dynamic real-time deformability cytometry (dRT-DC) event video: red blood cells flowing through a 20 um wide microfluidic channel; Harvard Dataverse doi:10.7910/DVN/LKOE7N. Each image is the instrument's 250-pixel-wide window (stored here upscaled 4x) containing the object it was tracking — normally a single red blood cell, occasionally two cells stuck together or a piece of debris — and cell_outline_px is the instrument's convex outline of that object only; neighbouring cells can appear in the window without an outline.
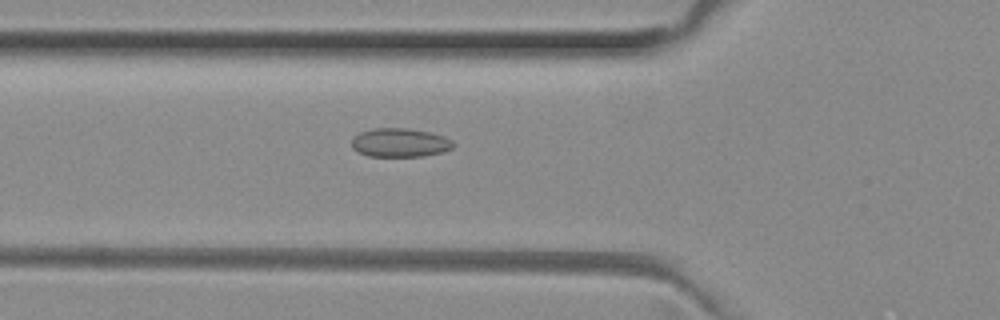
{"species": "common noctule bat (a hibernating species)", "species_latin": "Nyctalus noctula", "temperature_condition": "room temperature", "stored_images_in_passage": 45, "camera_frame_rate_fps": 3000, "um_per_image_px": 0.085, "animal": {"sex": "female", "body_mass_g": 29.2, "forearm_length_mm": 56.3}, "frame": {"image": 1, "passage_image": 12, "time_ms": 3.667, "image_size_px": [1000, 320], "cell_outline_px": [[456, 144], [452, 148], [440, 152], [424, 156], [368, 156], [356, 152], [352, 148], [352, 140], [360, 132], [372, 128], [408, 128], [428, 132], [444, 136], [452, 140]], "centroid_in_image_um": [33.98, 12.12], "position_along_channel_um": 91.8, "area_um2": 17.05}}
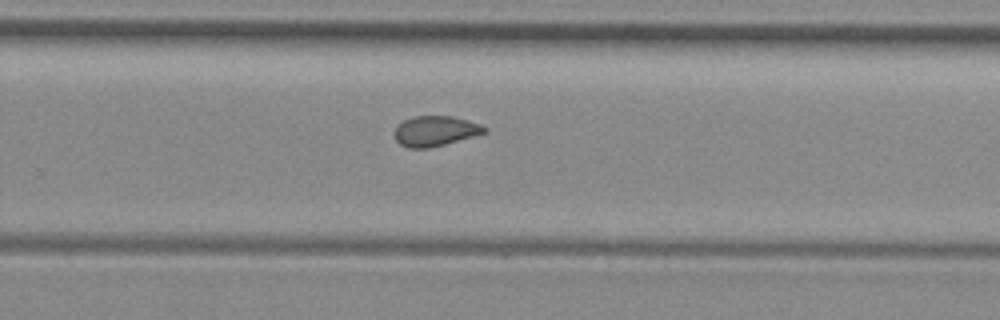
{"frame": {"image": 2, "passage_image": 27, "time_ms": 8.667, "image_size_px": [1000, 320], "cell_outline_px": [[488, 132], [444, 144], [428, 148], [408, 148], [400, 144], [396, 140], [392, 132], [404, 120], [412, 116], [452, 116], [480, 124], [488, 128]], "centroid_in_image_um": [36.98, 11.13], "position_along_channel_um": 292.8, "area_um2": 15.78}}
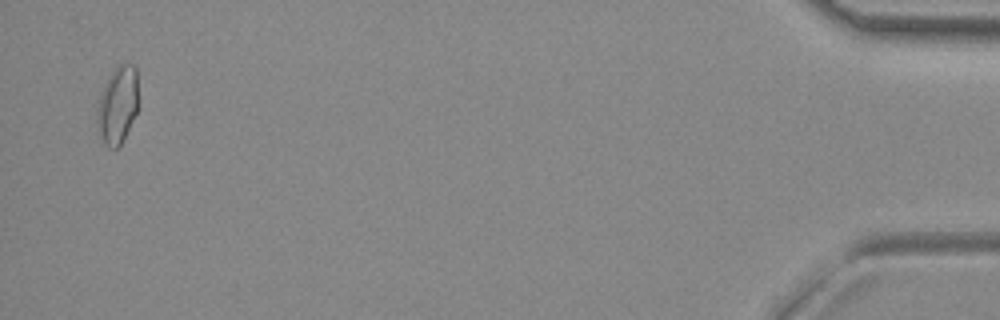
{"frame": {"image": 3, "passage_image": 44, "time_ms": 14.333, "image_size_px": [1000, 320], "cell_outline_px": [[136, 112], [120, 144], [116, 148], [108, 148], [104, 144], [96, 124], [96, 108], [100, 92], [104, 84], [112, 72], [120, 64], [132, 64], [136, 68]], "centroid_in_image_um": [9.94, 8.93], "position_along_channel_um": 425.3, "area_um2": 18.21}, "authors_computed_cell_mechanics": {"area_um2": 16.3574, "velocity_mm_per_s": 4.0228, "shape_relaxation_time_tau1_ms": null, "shape_relaxation_time_tau2_ms": 3.5386, "deformation_change_tau1": null, "deformation_change_tau2": 0.0589}}